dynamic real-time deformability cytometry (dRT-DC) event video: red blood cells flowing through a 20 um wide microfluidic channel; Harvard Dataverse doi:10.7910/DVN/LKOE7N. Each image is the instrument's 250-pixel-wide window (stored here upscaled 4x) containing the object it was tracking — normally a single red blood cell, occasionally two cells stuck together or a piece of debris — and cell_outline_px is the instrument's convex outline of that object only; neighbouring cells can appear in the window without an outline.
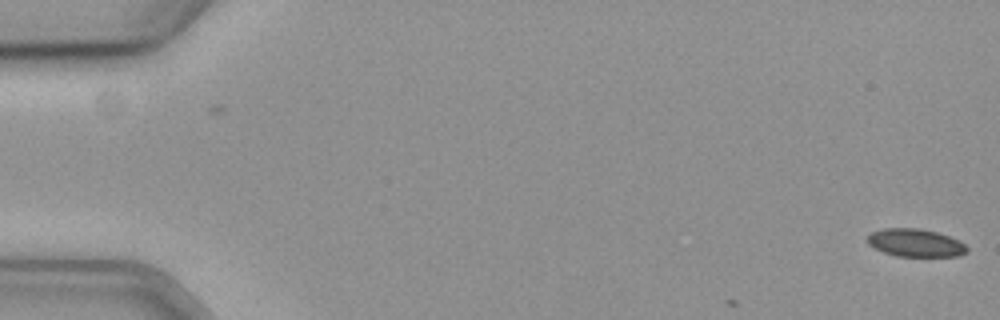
{"species": "common noctule bat (a hibernating species)", "species_latin": "Nyctalus noctula", "temperature_condition": "cold", "stored_images_in_passage": 4, "camera_frame_rate_fps": 3000, "um_per_image_px": 0.085, "animal": {"sex": "female", "body_mass_g": 19.3, "forearm_length_mm": 54.1}, "frame": {"image": 1, "passage_image": 4, "time_ms": 1.0, "image_size_px": [1000, 320], "cell_outline_px": [[968, 252], [960, 256], [896, 256], [884, 252], [868, 244], [868, 236], [872, 232], [884, 228], [920, 228], [936, 232], [948, 236], [964, 244], [968, 248]], "centroid_in_image_um": [77.82, 20.64], "position_along_channel_um": 7.2, "area_um2": 16.01}}